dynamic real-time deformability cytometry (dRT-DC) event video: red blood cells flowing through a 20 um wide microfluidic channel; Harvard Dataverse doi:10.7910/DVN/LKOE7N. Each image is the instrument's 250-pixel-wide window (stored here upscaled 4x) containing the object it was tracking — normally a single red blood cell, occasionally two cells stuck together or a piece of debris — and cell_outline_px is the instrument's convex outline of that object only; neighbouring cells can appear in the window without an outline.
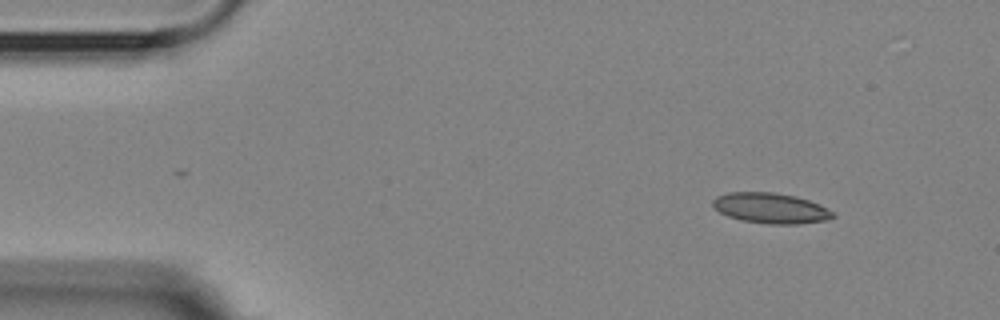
{"species": "Egyptian fruit bat (a non-hibernating species)", "species_latin": "Rousettus aegyptiacus", "temperature_condition": "room temperature", "stored_images_in_passage": 9, "camera_frame_rate_fps": 3000, "um_per_image_px": 0.085, "animal": {"sex": "female"}, "frame": {"image": 1, "passage_image": 1, "time_ms": 0.0, "image_size_px": [1000, 320], "cell_outline_px": [[836, 216], [828, 220], [800, 224], [768, 224], [740, 220], [728, 216], [720, 212], [712, 204], [712, 200], [716, 196], [728, 192], [772, 192], [796, 196], [820, 204], [832, 212]], "centroid_in_image_um": [65.51, 17.69], "position_along_channel_um": 19.5, "area_um2": 21.39}}
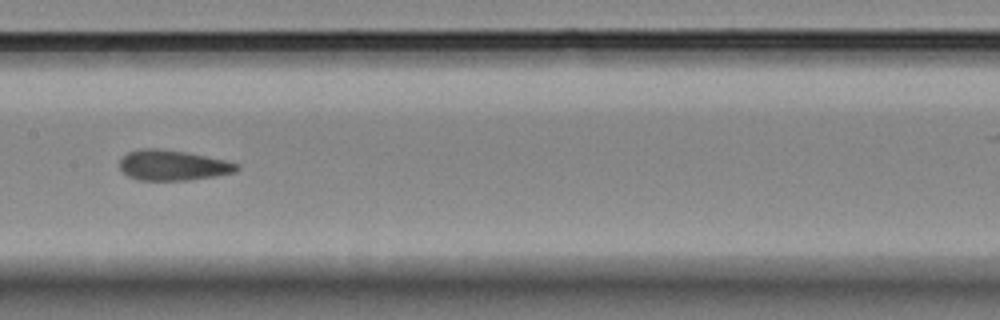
{"frame": {"image": 2, "passage_image": 6, "time_ms": 7.0, "image_size_px": [1000, 320], "cell_outline_px": [[240, 168], [236, 172], [188, 180], [136, 180], [128, 176], [120, 168], [120, 160], [128, 152], [140, 148], [156, 148], [184, 152], [224, 160], [240, 164]], "centroid_in_image_um": [14.67, 14.05], "position_along_channel_um": 192.7, "area_um2": 20.52}}
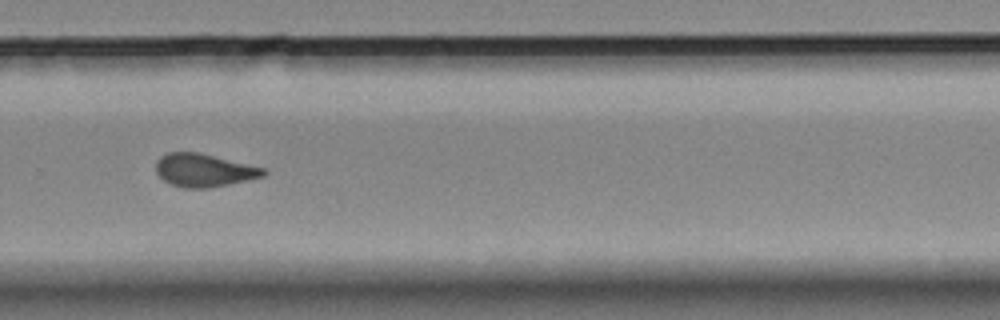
{"frame": {"image": 3, "passage_image": 9, "time_ms": 10.333, "image_size_px": [1000, 320], "cell_outline_px": [[268, 172], [264, 176], [228, 184], [208, 188], [184, 188], [172, 184], [164, 180], [156, 172], [156, 160], [160, 156], [168, 152], [196, 152], [264, 168]], "centroid_in_image_um": [17.3, 14.47], "position_along_channel_um": 312.5, "area_um2": 20.4}}